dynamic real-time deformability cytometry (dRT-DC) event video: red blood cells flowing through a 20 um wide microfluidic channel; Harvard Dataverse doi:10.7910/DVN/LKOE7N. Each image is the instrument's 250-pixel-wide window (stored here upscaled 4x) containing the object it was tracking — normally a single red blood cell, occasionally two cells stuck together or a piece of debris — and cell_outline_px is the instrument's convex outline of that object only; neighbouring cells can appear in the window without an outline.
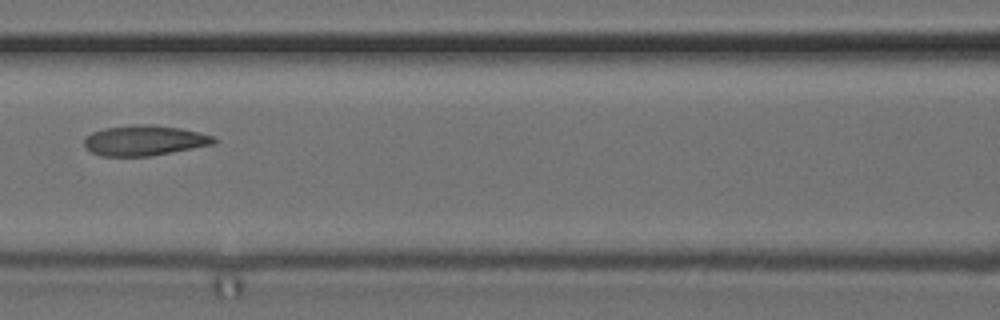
{"species": "common noctule bat (a hibernating species)", "species_latin": "Nyctalus noctula", "temperature_condition": "cold", "stored_images_in_passage": 4, "camera_frame_rate_fps": 3000, "um_per_image_px": 0.085, "animal": {"sex": "female", "body_mass_g": 24.6, "forearm_length_mm": 56.2}, "frame": {"image": 1, "passage_image": 4, "time_ms": 1.0, "image_size_px": [1000, 320], "cell_outline_px": [[216, 140], [212, 144], [152, 156], [100, 156], [92, 152], [84, 144], [84, 140], [92, 132], [104, 128], [132, 124], [148, 124], [180, 128], [212, 136]], "centroid_in_image_um": [12.23, 11.94], "position_along_channel_um": 154.4, "area_um2": 22.6}}